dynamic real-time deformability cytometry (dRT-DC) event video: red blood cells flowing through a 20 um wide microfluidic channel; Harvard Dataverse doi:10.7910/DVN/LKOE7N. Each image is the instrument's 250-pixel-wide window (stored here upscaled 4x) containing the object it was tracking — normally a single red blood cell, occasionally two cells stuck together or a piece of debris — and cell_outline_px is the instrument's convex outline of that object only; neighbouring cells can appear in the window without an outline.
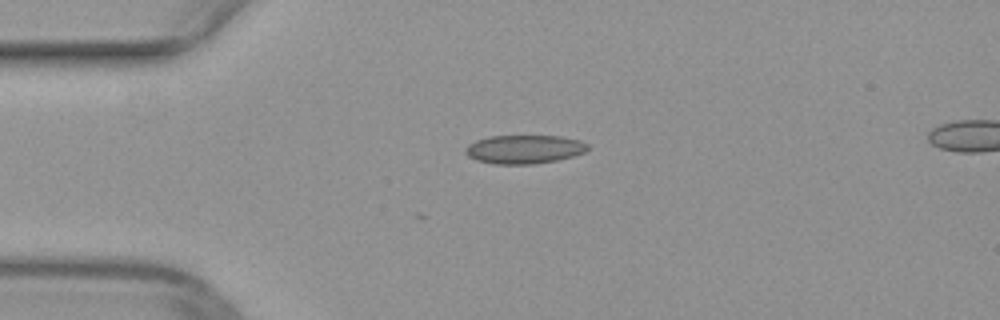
{"species": "common noctule bat (a hibernating species)", "species_latin": "Nyctalus noctula", "temperature_condition": "warm", "stored_images_in_passage": 39, "camera_frame_rate_fps": 3000, "um_per_image_px": 0.085, "animal": {"sex": "female", "body_mass_g": 29.2, "forearm_length_mm": 56.3}, "frame": {"image": 1, "passage_image": 1, "time_ms": 0.0, "image_size_px": [1000, 320], "cell_outline_px": [[588, 148], [584, 152], [572, 156], [556, 160], [532, 164], [496, 164], [476, 160], [468, 156], [464, 152], [464, 148], [468, 144], [476, 140], [488, 136], [560, 136], [580, 140], [588, 144]], "centroid_in_image_um": [44.52, 12.68], "position_along_channel_um": 40.5, "area_um2": 20.4}}
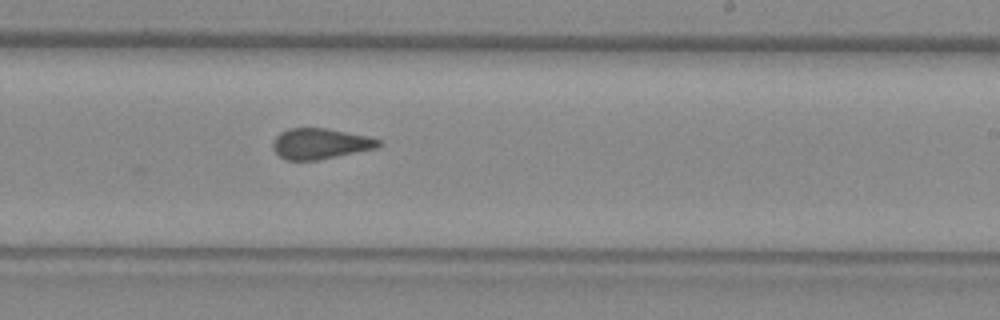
{"frame": {"image": 2, "passage_image": 19, "time_ms": 6.0, "image_size_px": [1000, 320], "cell_outline_px": [[380, 144], [376, 148], [316, 160], [284, 160], [272, 148], [272, 140], [280, 132], [288, 128], [328, 128], [368, 136], [380, 140]], "centroid_in_image_um": [27.17, 12.2], "position_along_channel_um": 261.8, "area_um2": 18.84}}
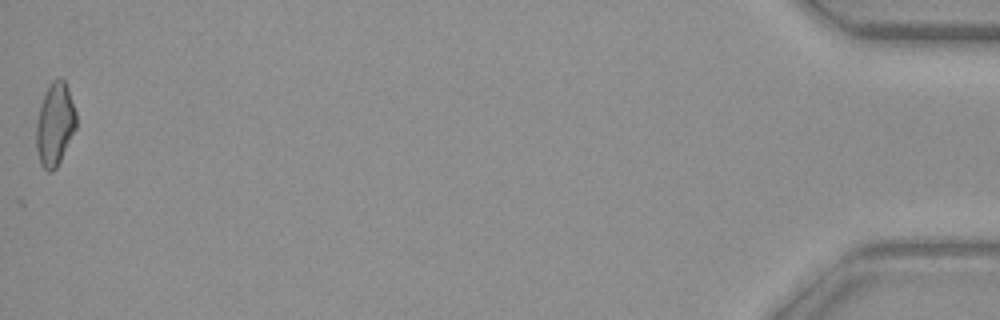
{"frame": {"image": 3, "passage_image": 39, "time_ms": 12.667, "image_size_px": [1000, 320], "cell_outline_px": [[76, 128], [56, 168], [52, 172], [48, 172], [40, 164], [36, 148], [36, 124], [40, 104], [44, 92], [48, 84], [52, 80], [60, 76], [64, 80], [68, 88], [76, 112]], "centroid_in_image_um": [4.65, 10.53], "position_along_channel_um": 430.5, "area_um2": 19.48}}